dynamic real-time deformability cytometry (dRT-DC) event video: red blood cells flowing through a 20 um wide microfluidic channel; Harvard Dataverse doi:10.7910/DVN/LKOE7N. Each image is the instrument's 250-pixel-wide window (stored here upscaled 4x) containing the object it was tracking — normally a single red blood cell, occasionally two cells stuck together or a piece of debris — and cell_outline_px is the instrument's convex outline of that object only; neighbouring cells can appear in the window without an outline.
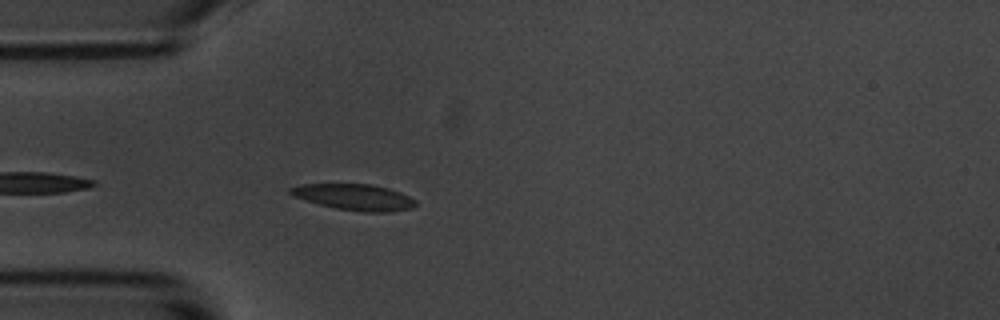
{"species": "common noctule bat (a hibernating species)", "species_latin": "Nyctalus noctula", "temperature_condition": "room temperature", "stored_images_in_passage": 1, "camera_frame_rate_fps": 3000, "um_per_image_px": 0.085, "animal": {"sex": "male", "body_mass_g": 20.1, "forearm_length_mm": 53.5}, "frame": {"image": 1, "passage_image": 1, "time_ms": 0.0, "image_size_px": [1000, 320], "cell_outline_px": [[416, 204], [412, 208], [392, 212], [364, 212], [336, 208], [320, 204], [292, 196], [288, 192], [288, 188], [300, 184], [372, 184], [388, 188], [400, 192], [416, 200]], "centroid_in_image_um": [30.11, 16.75], "position_along_channel_um": 54.9, "area_um2": 19.07}}